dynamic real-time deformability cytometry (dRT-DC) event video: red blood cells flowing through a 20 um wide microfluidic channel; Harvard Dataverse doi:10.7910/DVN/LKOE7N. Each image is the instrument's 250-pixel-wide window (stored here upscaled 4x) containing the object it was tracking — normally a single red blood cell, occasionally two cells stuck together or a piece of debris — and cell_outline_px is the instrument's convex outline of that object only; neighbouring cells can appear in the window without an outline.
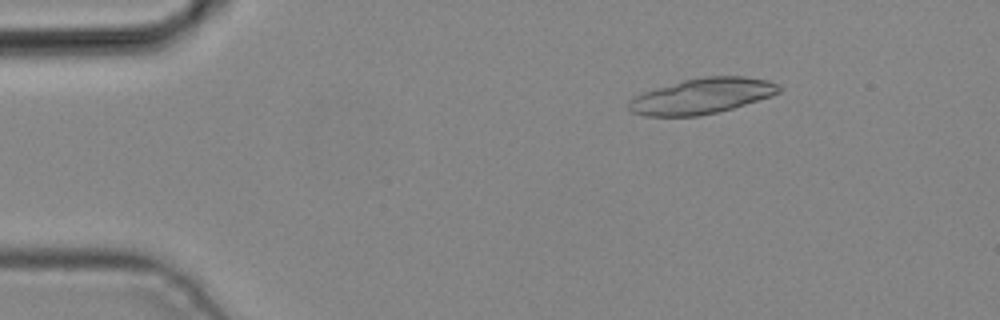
{"species": "common noctule bat (a hibernating species)", "species_latin": "Nyctalus noctula", "temperature_condition": "cold", "stored_images_in_passage": 5, "camera_frame_rate_fps": 3000, "um_per_image_px": 0.085, "animal": {"sex": "male", "body_mass_g": 19.2, "forearm_length_mm": 51.8}, "frame": {"image": 1, "passage_image": 2, "time_ms": 0.333, "image_size_px": [1000, 320], "cell_outline_px": [[780, 92], [772, 96], [732, 108], [700, 116], [644, 116], [632, 112], [628, 108], [628, 100], [644, 92], [656, 88], [684, 80], [704, 76], [744, 76], [768, 80], [776, 84], [780, 88]], "centroid_in_image_um": [59.66, 8.16], "position_along_channel_um": 25.3, "area_um2": 30.92}}